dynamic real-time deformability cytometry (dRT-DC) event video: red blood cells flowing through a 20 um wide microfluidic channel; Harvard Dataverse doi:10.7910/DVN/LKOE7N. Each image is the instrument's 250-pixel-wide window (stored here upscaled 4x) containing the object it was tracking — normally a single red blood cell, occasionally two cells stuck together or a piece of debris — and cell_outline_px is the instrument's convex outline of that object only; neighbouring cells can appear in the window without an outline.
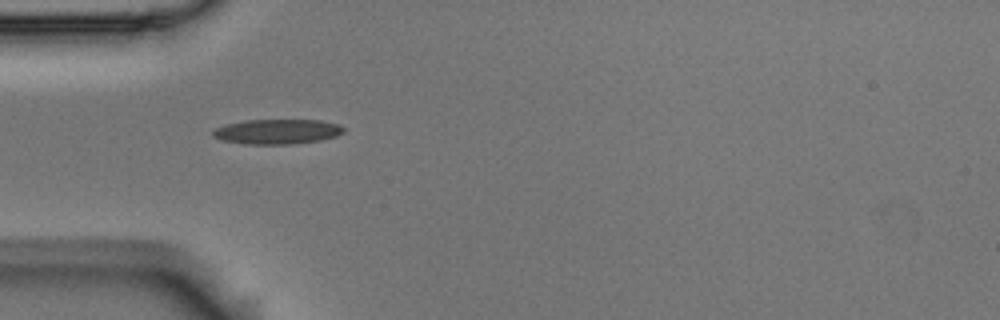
{"species": "Egyptian fruit bat (a non-hibernating species)", "species_latin": "Rousettus aegyptiacus", "temperature_condition": "room temperature", "stored_images_in_passage": 2, "camera_frame_rate_fps": 3000, "um_per_image_px": 0.085, "animal": {"sex": "male"}, "frame": {"image": 1, "passage_image": 1, "time_ms": 0.0, "image_size_px": [1000, 320], "cell_outline_px": [[344, 132], [336, 136], [320, 140], [292, 144], [244, 144], [224, 140], [212, 136], [212, 132], [216, 128], [228, 124], [244, 120], [320, 120], [336, 124], [344, 128]], "centroid_in_image_um": [23.56, 11.19], "position_along_channel_um": 61.4, "area_um2": 18.79}}
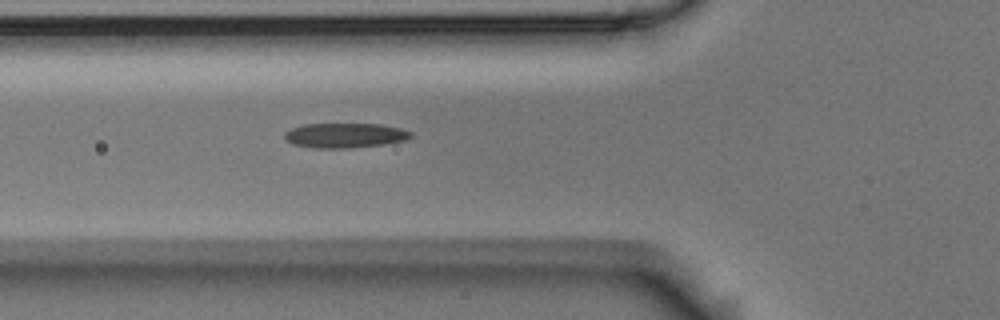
{"frame": {"image": 2, "passage_image": 2, "time_ms": 0.333, "image_size_px": [1000, 320], "cell_outline_px": [[412, 136], [408, 140], [384, 144], [352, 148], [312, 148], [292, 144], [284, 140], [284, 132], [292, 128], [304, 124], [380, 124], [400, 128], [412, 132]], "centroid_in_image_um": [29.31, 11.52], "position_along_channel_um": 96.5, "area_um2": 18.44}}